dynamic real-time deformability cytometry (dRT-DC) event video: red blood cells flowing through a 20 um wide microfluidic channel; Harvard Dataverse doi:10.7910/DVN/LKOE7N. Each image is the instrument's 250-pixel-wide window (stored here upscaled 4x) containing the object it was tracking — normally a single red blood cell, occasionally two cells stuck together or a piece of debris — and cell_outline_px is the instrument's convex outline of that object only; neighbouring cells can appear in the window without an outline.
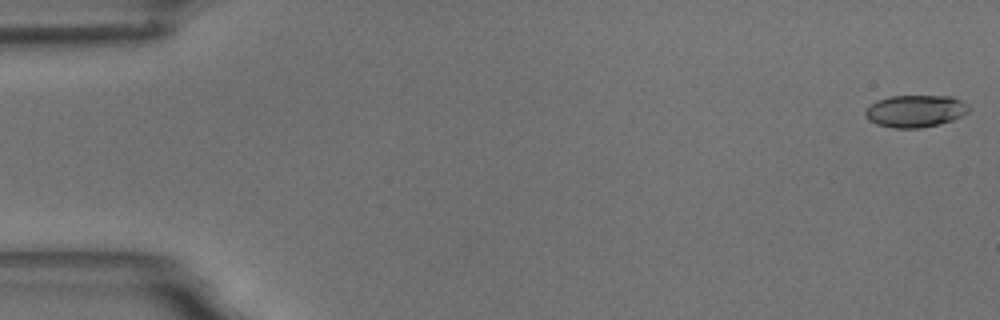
{"species": "common noctule bat (a hibernating species)", "species_latin": "Nyctalus noctula", "temperature_condition": "room temperature", "stored_images_in_passage": 55, "camera_frame_rate_fps": 3000, "um_per_image_px": 0.085, "animal": {"sex": "male", "body_mass_g": 18.8}, "frame": {"image": 1, "passage_image": 1, "time_ms": 0.0, "image_size_px": [1000, 320], "cell_outline_px": [[968, 112], [964, 116], [940, 124], [920, 128], [896, 128], [876, 124], [868, 120], [864, 116], [864, 112], [876, 100], [888, 96], [952, 96], [968, 104]], "centroid_in_image_um": [77.8, 9.44], "position_along_channel_um": 7.2, "area_um2": 19.54}}
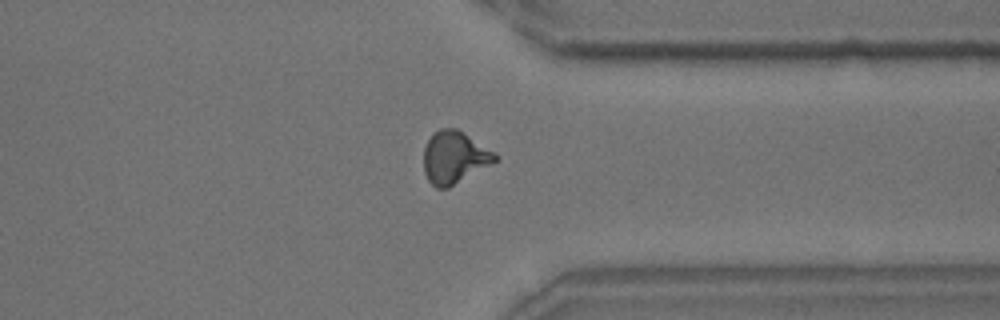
{"frame": {"image": 2, "passage_image": 43, "time_ms": 14.0, "image_size_px": [1000, 320], "cell_outline_px": [[500, 160], [448, 188], [436, 188], [428, 180], [424, 172], [424, 148], [432, 132], [440, 128], [456, 128], [496, 152], [500, 156]], "centroid_in_image_um": [38.65, 13.37], "position_along_channel_um": 372.7, "area_um2": 22.08}}
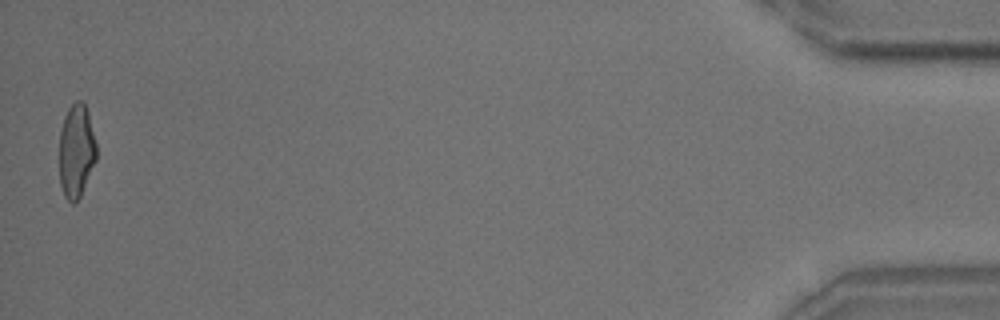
{"frame": {"image": 3, "passage_image": 55, "time_ms": 18.0, "image_size_px": [1000, 320], "cell_outline_px": [[96, 160], [80, 196], [72, 204], [64, 196], [60, 184], [60, 132], [64, 116], [68, 108], [76, 100], [80, 100], [84, 104], [88, 112], [96, 144]], "centroid_in_image_um": [6.48, 12.82], "position_along_channel_um": 428.7, "area_um2": 20.0}, "authors_computed_cell_mechanics": {"area_um2": 20.3456, "velocity_mm_per_s": 3.6505, "shape_relaxation_time_tau1_ms": 8.4266, "shape_relaxation_time_tau2_ms": 1.3892, "deformation_change_tau1": 0.2289, "deformation_change_tau2": 0.0788}}